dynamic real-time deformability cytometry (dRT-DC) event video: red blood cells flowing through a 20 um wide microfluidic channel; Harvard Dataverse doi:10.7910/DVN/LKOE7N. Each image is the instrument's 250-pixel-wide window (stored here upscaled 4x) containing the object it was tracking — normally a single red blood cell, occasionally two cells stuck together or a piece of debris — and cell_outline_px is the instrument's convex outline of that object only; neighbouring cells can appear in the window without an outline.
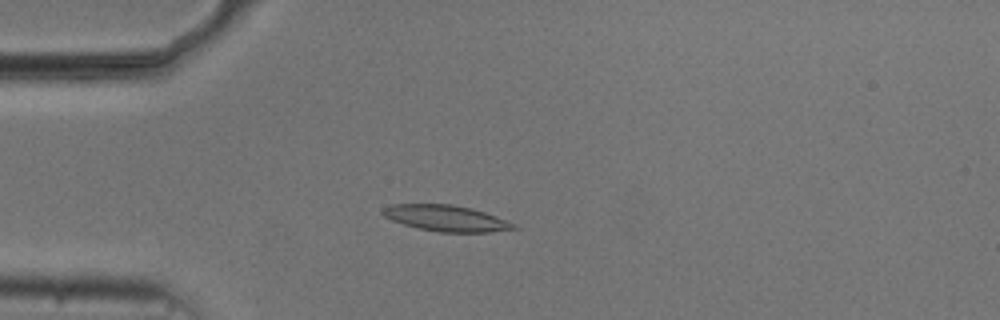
{"species": "common noctule bat (a hibernating species)", "species_latin": "Nyctalus noctula", "temperature_condition": "cold", "stored_images_in_passage": 33, "camera_frame_rate_fps": 3000, "um_per_image_px": 0.085, "animal": {"sex": "male", "body_mass_g": 20.5, "forearm_length_mm": 52.5}, "frame": {"image": 1, "passage_image": 14, "time_ms": 4.333, "image_size_px": [1000, 320], "cell_outline_px": [[520, 228], [488, 232], [440, 232], [420, 228], [404, 224], [392, 220], [384, 216], [380, 212], [384, 208], [392, 204], [452, 204], [472, 208], [496, 216], [516, 224]], "centroid_in_image_um": [37.94, 18.54], "position_along_channel_um": 47.1, "area_um2": 19.77}}
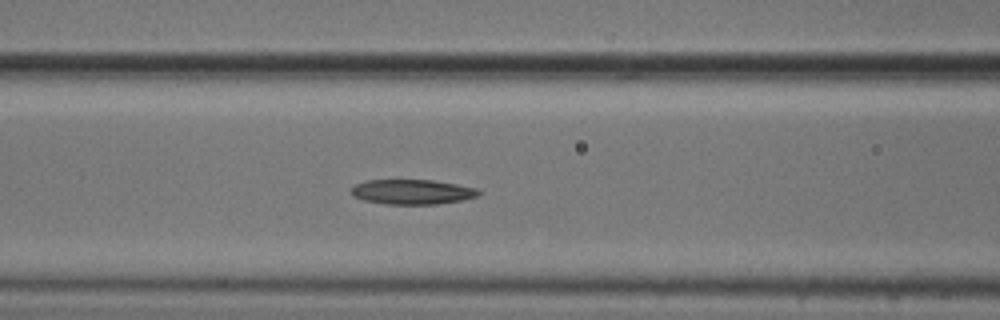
{"frame": {"image": 2, "passage_image": 22, "time_ms": 7.0, "image_size_px": [1000, 320], "cell_outline_px": [[480, 196], [464, 200], [436, 204], [388, 204], [364, 200], [352, 196], [352, 188], [356, 184], [368, 180], [432, 180], [456, 184], [476, 188], [480, 192]], "centroid_in_image_um": [35.07, 16.31], "position_along_channel_um": 131.5, "area_um2": 18.38}}
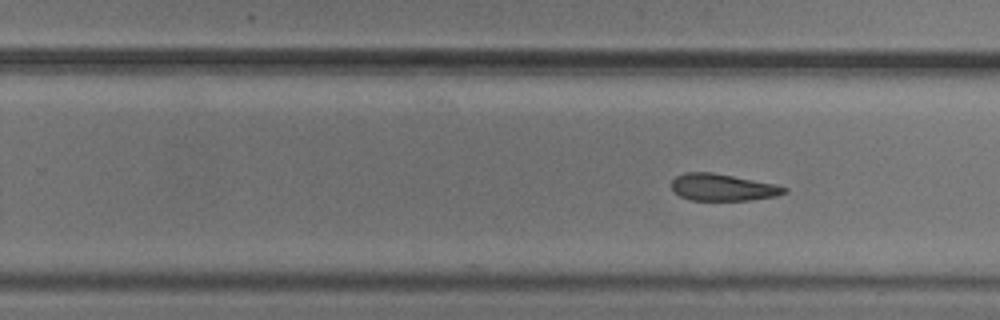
{"frame": {"image": 3, "passage_image": 33, "time_ms": 10.667, "image_size_px": [1000, 320], "cell_outline_px": [[788, 192], [776, 196], [748, 200], [692, 200], [680, 196], [672, 188], [672, 180], [676, 176], [684, 172], [712, 172], [776, 184], [788, 188]], "centroid_in_image_um": [61.45, 15.92], "position_along_channel_um": 268.4, "area_um2": 17.63}}